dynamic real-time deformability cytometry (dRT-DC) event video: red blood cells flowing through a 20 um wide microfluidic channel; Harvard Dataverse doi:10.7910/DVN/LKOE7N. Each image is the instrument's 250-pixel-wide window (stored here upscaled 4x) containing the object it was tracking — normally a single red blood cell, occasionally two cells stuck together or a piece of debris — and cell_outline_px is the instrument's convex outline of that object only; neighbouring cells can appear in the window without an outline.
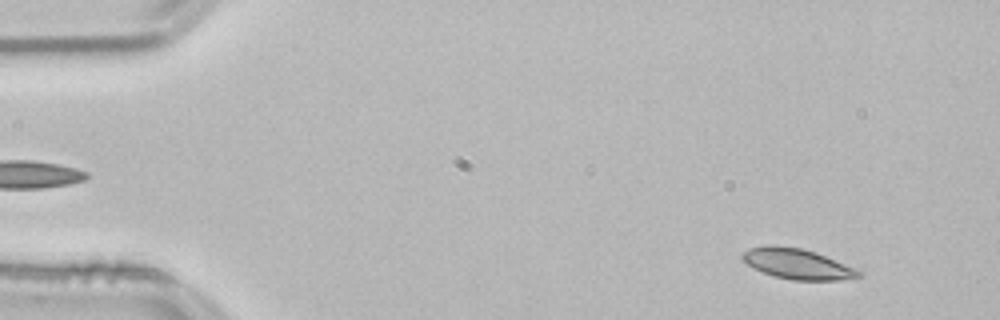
{"species": "common noctule bat (a hibernating species)", "species_latin": "Nyctalus noctula", "temperature_condition": "room temperature", "stored_images_in_passage": 53, "camera_frame_rate_fps": 3000, "um_per_image_px": 0.085, "animal": {"sex": "male", "body_mass_g": 21.5, "forearm_length_mm": 52.0}, "frame": {"image": 1, "passage_image": 4, "time_ms": 1.0, "image_size_px": [1000, 320], "cell_outline_px": [[864, 276], [840, 280], [792, 280], [776, 276], [764, 272], [748, 264], [740, 256], [748, 248], [764, 244], [776, 244], [800, 248], [816, 252], [864, 272]], "centroid_in_image_um": [67.79, 22.41], "position_along_channel_um": 17.2, "area_um2": 20.63}}
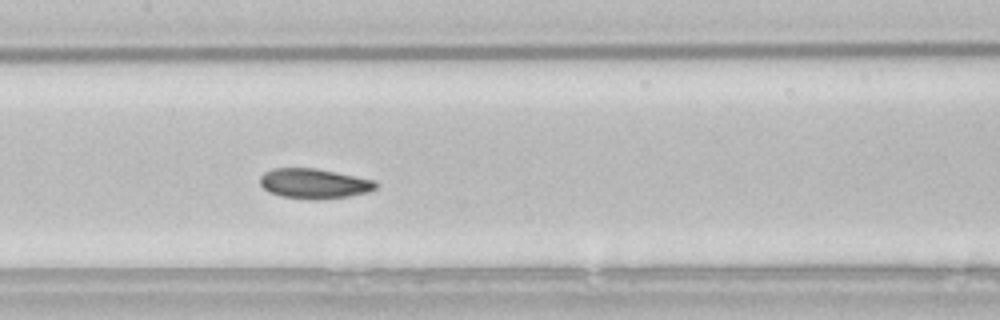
{"frame": {"image": 2, "passage_image": 25, "time_ms": 8.0, "image_size_px": [1000, 320], "cell_outline_px": [[376, 188], [368, 192], [348, 196], [316, 200], [312, 200], [280, 196], [268, 192], [260, 184], [260, 176], [264, 172], [272, 168], [316, 168], [376, 180]], "centroid_in_image_um": [26.67, 15.6], "position_along_channel_um": 180.7, "area_um2": 20.35}}
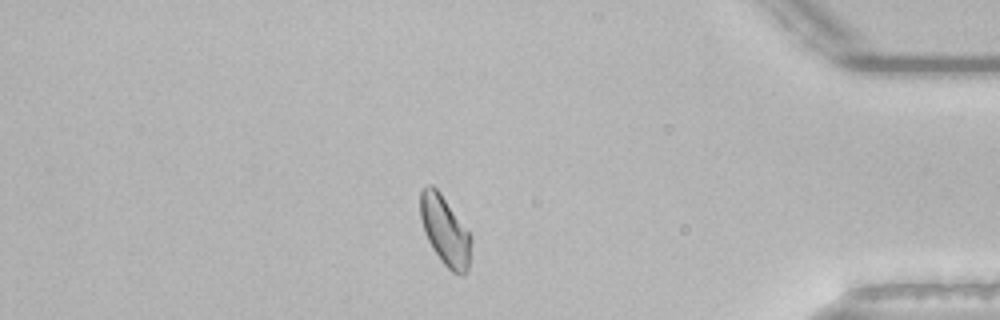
{"frame": {"image": 3, "passage_image": 45, "time_ms": 14.667, "image_size_px": [1000, 320], "cell_outline_px": [[472, 240], [468, 272], [464, 276], [460, 276], [452, 272], [440, 260], [432, 248], [424, 232], [420, 216], [420, 192], [428, 184], [432, 184], [440, 192], [472, 236]], "centroid_in_image_um": [37.84, 19.64], "position_along_channel_um": 397.4, "area_um2": 20.69}, "authors_computed_cell_mechanics": {"area_um2": 20.4034, "velocity_mm_per_s": 3.7898, "shape_relaxation_time_tau1_ms": 4.787, "shape_relaxation_time_tau2_ms": 2.5977, "deformation_change_tau1": 0.098, "deformation_change_tau2": 0.0578}}